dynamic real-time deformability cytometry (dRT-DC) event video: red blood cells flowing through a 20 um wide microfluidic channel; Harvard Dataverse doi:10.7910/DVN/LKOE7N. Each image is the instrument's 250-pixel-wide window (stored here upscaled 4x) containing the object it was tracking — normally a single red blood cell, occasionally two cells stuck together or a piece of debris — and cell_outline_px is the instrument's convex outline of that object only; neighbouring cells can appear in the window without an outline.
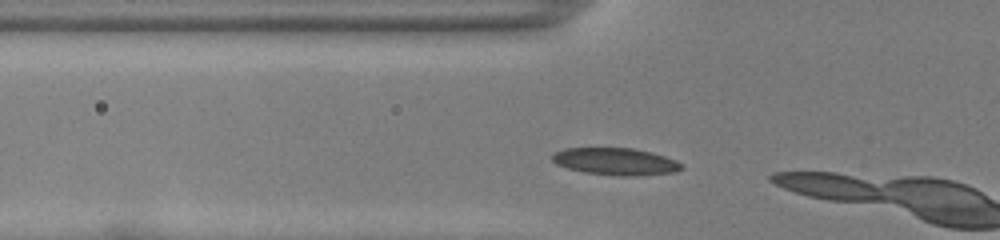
{"species": "common noctule bat (a hibernating species)", "species_latin": "Nyctalus noctula", "temperature_condition": "room temperature", "stored_images_in_passage": 4, "camera_frame_rate_fps": 3000, "um_per_image_px": 0.085, "animal": {"sex": "female", "body_mass_g": 22.0, "forearm_length_mm": 56.7}, "frame": {"image": 1, "passage_image": 3, "time_ms": 0.667, "image_size_px": [1000, 240], "cell_outline_px": [[684, 168], [676, 172], [636, 176], [620, 176], [584, 172], [568, 168], [556, 164], [552, 160], [552, 152], [564, 148], [632, 148], [652, 152], [676, 160], [684, 164]], "centroid_in_image_um": [52.34, 13.73], "position_along_channel_um": 73.5, "area_um2": 20.63}}